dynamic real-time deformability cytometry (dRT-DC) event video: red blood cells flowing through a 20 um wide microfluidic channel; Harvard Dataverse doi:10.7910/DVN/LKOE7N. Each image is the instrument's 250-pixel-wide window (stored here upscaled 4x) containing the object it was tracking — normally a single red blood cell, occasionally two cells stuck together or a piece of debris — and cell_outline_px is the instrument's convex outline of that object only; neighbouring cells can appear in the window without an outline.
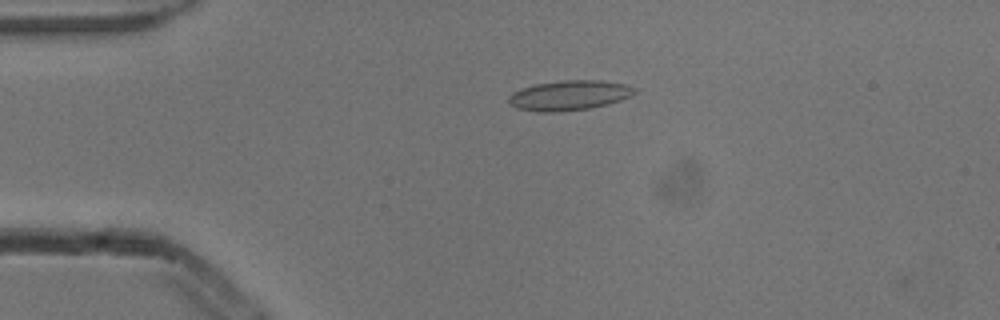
{"species": "common noctule bat (a hibernating species)", "species_latin": "Nyctalus noctula", "temperature_condition": "cold", "stored_images_in_passage": 5, "camera_frame_rate_fps": 3000, "um_per_image_px": 0.085, "animal": {"sex": "male", "body_mass_g": 13.3}, "frame": {"image": 1, "passage_image": 4, "time_ms": 1.0, "image_size_px": [1000, 320], "cell_outline_px": [[636, 92], [620, 100], [608, 104], [588, 108], [552, 112], [536, 112], [516, 108], [508, 104], [508, 96], [512, 92], [520, 88], [536, 84], [564, 80], [600, 80], [624, 84], [636, 88]], "centroid_in_image_um": [48.32, 8.1], "position_along_channel_um": 36.7, "area_um2": 21.91}}